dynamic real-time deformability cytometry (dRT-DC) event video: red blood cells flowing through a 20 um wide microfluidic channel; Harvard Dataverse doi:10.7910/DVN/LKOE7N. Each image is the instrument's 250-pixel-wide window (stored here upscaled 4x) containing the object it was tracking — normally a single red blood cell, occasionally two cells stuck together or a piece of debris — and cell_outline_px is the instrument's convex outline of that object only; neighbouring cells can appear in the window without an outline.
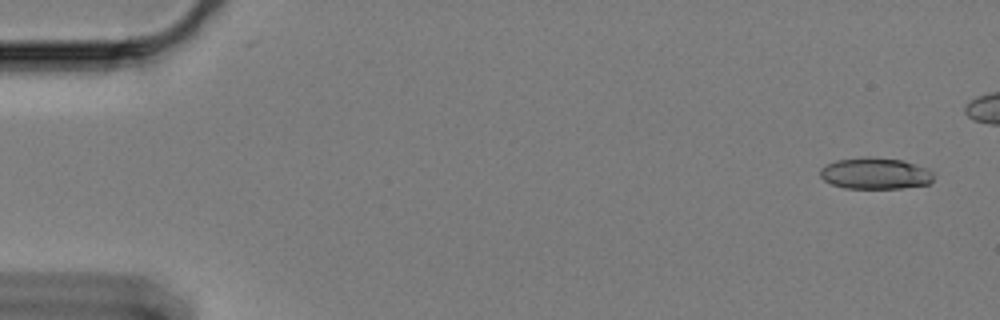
{"species": "Egyptian fruit bat (a non-hibernating species)", "species_latin": "Rousettus aegyptiacus", "temperature_condition": "cold", "stored_images_in_passage": 52, "camera_frame_rate_fps": 3000, "um_per_image_px": 0.085, "animal": {"sex": "female"}, "frame": {"image": 1, "passage_image": 1, "time_ms": 0.0, "image_size_px": [1000, 320], "cell_outline_px": [[932, 180], [928, 184], [900, 188], [844, 188], [832, 184], [824, 180], [820, 176], [820, 168], [836, 160], [864, 156], [876, 156], [904, 160], [928, 168], [932, 172]], "centroid_in_image_um": [74.39, 14.72], "position_along_channel_um": 10.6, "area_um2": 20.98}}
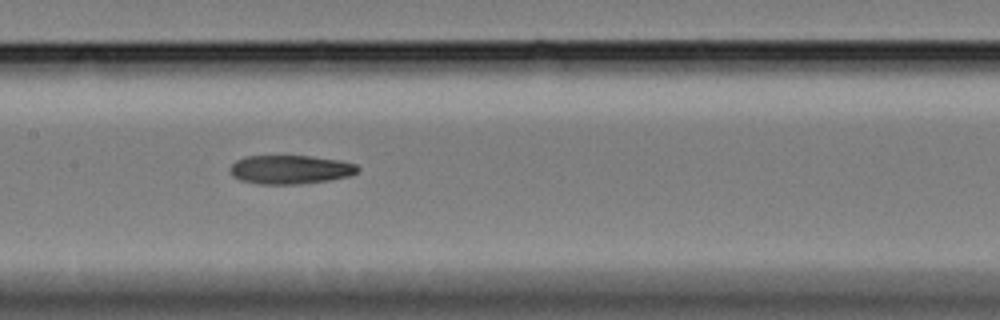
{"frame": {"image": 2, "passage_image": 28, "time_ms": 9.0, "image_size_px": [1000, 320], "cell_outline_px": [[360, 168], [356, 172], [348, 176], [328, 180], [300, 184], [260, 184], [240, 180], [232, 176], [228, 168], [236, 160], [244, 156], [312, 156], [340, 160], [356, 164]], "centroid_in_image_um": [24.64, 14.4], "position_along_channel_um": 182.8, "area_um2": 21.5}}
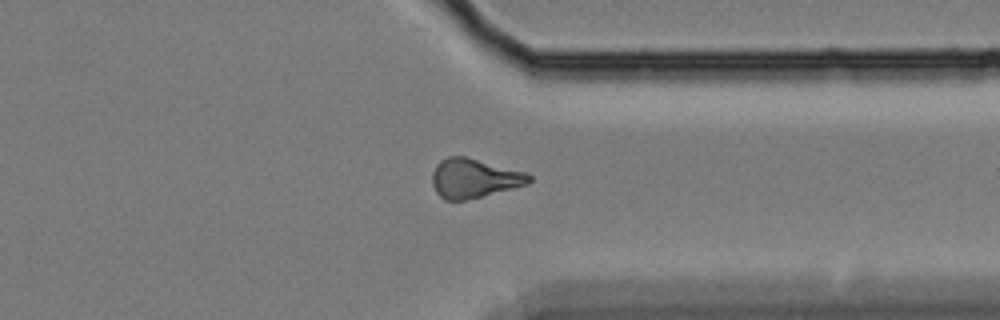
{"frame": {"image": 3, "passage_image": 45, "time_ms": 14.667, "image_size_px": [1000, 320], "cell_outline_px": [[532, 180], [528, 184], [464, 200], [444, 200], [436, 192], [432, 184], [432, 172], [436, 164], [440, 160], [448, 156], [468, 156], [528, 172], [532, 176]], "centroid_in_image_um": [40.3, 15.12], "position_along_channel_um": 371.1, "area_um2": 22.37}, "authors_computed_cell_mechanics": {"area_um2": 21.9351, "velocity_mm_per_s": 3.3388, "shape_relaxation_time_tau1_ms": null, "shape_relaxation_time_tau2_ms": 8.2667, "deformation_change_tau1": null, "deformation_change_tau2": 0.1795}}